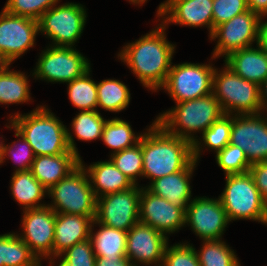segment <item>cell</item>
<instances>
[{
	"label": "cell",
	"mask_w": 267,
	"mask_h": 266,
	"mask_svg": "<svg viewBox=\"0 0 267 266\" xmlns=\"http://www.w3.org/2000/svg\"><path fill=\"white\" fill-rule=\"evenodd\" d=\"M226 177V187L219 196L230 221L249 219L267 225V203L261 197L249 172L229 174Z\"/></svg>",
	"instance_id": "cell-6"
},
{
	"label": "cell",
	"mask_w": 267,
	"mask_h": 266,
	"mask_svg": "<svg viewBox=\"0 0 267 266\" xmlns=\"http://www.w3.org/2000/svg\"><path fill=\"white\" fill-rule=\"evenodd\" d=\"M84 167L90 181L91 188L96 198L128 190L134 186L133 182L125 176L109 159L108 161L95 162L89 167Z\"/></svg>",
	"instance_id": "cell-23"
},
{
	"label": "cell",
	"mask_w": 267,
	"mask_h": 266,
	"mask_svg": "<svg viewBox=\"0 0 267 266\" xmlns=\"http://www.w3.org/2000/svg\"><path fill=\"white\" fill-rule=\"evenodd\" d=\"M60 0H7L4 10L9 14L39 20L41 16Z\"/></svg>",
	"instance_id": "cell-38"
},
{
	"label": "cell",
	"mask_w": 267,
	"mask_h": 266,
	"mask_svg": "<svg viewBox=\"0 0 267 266\" xmlns=\"http://www.w3.org/2000/svg\"><path fill=\"white\" fill-rule=\"evenodd\" d=\"M260 101L264 112V109H267V77L260 85Z\"/></svg>",
	"instance_id": "cell-46"
},
{
	"label": "cell",
	"mask_w": 267,
	"mask_h": 266,
	"mask_svg": "<svg viewBox=\"0 0 267 266\" xmlns=\"http://www.w3.org/2000/svg\"><path fill=\"white\" fill-rule=\"evenodd\" d=\"M262 18H260L259 22L258 43L256 45L267 51V22H263Z\"/></svg>",
	"instance_id": "cell-45"
},
{
	"label": "cell",
	"mask_w": 267,
	"mask_h": 266,
	"mask_svg": "<svg viewBox=\"0 0 267 266\" xmlns=\"http://www.w3.org/2000/svg\"><path fill=\"white\" fill-rule=\"evenodd\" d=\"M22 229L19 236L41 262V257L53 256L56 212L48 205L23 210Z\"/></svg>",
	"instance_id": "cell-14"
},
{
	"label": "cell",
	"mask_w": 267,
	"mask_h": 266,
	"mask_svg": "<svg viewBox=\"0 0 267 266\" xmlns=\"http://www.w3.org/2000/svg\"><path fill=\"white\" fill-rule=\"evenodd\" d=\"M72 266H95L96 256L90 239L76 243L60 255Z\"/></svg>",
	"instance_id": "cell-41"
},
{
	"label": "cell",
	"mask_w": 267,
	"mask_h": 266,
	"mask_svg": "<svg viewBox=\"0 0 267 266\" xmlns=\"http://www.w3.org/2000/svg\"><path fill=\"white\" fill-rule=\"evenodd\" d=\"M143 176L151 182L182 171L193 161V145L168 133L155 120L142 135Z\"/></svg>",
	"instance_id": "cell-2"
},
{
	"label": "cell",
	"mask_w": 267,
	"mask_h": 266,
	"mask_svg": "<svg viewBox=\"0 0 267 266\" xmlns=\"http://www.w3.org/2000/svg\"><path fill=\"white\" fill-rule=\"evenodd\" d=\"M231 145L239 146L250 164L267 160V117L259 114L232 115Z\"/></svg>",
	"instance_id": "cell-13"
},
{
	"label": "cell",
	"mask_w": 267,
	"mask_h": 266,
	"mask_svg": "<svg viewBox=\"0 0 267 266\" xmlns=\"http://www.w3.org/2000/svg\"><path fill=\"white\" fill-rule=\"evenodd\" d=\"M92 222L89 216L56 213L53 256L48 257L51 266L54 258H59L69 247L89 239Z\"/></svg>",
	"instance_id": "cell-20"
},
{
	"label": "cell",
	"mask_w": 267,
	"mask_h": 266,
	"mask_svg": "<svg viewBox=\"0 0 267 266\" xmlns=\"http://www.w3.org/2000/svg\"><path fill=\"white\" fill-rule=\"evenodd\" d=\"M260 18L248 10L217 26L210 36L211 40L218 38L211 58L227 57L233 51L252 47L255 41L258 43Z\"/></svg>",
	"instance_id": "cell-12"
},
{
	"label": "cell",
	"mask_w": 267,
	"mask_h": 266,
	"mask_svg": "<svg viewBox=\"0 0 267 266\" xmlns=\"http://www.w3.org/2000/svg\"><path fill=\"white\" fill-rule=\"evenodd\" d=\"M228 223L229 220L219 198L196 197L186 208L185 224L190 225L202 240L222 239Z\"/></svg>",
	"instance_id": "cell-16"
},
{
	"label": "cell",
	"mask_w": 267,
	"mask_h": 266,
	"mask_svg": "<svg viewBox=\"0 0 267 266\" xmlns=\"http://www.w3.org/2000/svg\"><path fill=\"white\" fill-rule=\"evenodd\" d=\"M231 128L232 117L224 114L202 133V141L205 146L217 153L230 143Z\"/></svg>",
	"instance_id": "cell-37"
},
{
	"label": "cell",
	"mask_w": 267,
	"mask_h": 266,
	"mask_svg": "<svg viewBox=\"0 0 267 266\" xmlns=\"http://www.w3.org/2000/svg\"><path fill=\"white\" fill-rule=\"evenodd\" d=\"M248 10L247 0H213V31Z\"/></svg>",
	"instance_id": "cell-40"
},
{
	"label": "cell",
	"mask_w": 267,
	"mask_h": 266,
	"mask_svg": "<svg viewBox=\"0 0 267 266\" xmlns=\"http://www.w3.org/2000/svg\"><path fill=\"white\" fill-rule=\"evenodd\" d=\"M194 160L182 171L172 173L153 180L146 188L155 195L165 198L170 203L183 207L185 210L192 200L190 178L196 167Z\"/></svg>",
	"instance_id": "cell-22"
},
{
	"label": "cell",
	"mask_w": 267,
	"mask_h": 266,
	"mask_svg": "<svg viewBox=\"0 0 267 266\" xmlns=\"http://www.w3.org/2000/svg\"><path fill=\"white\" fill-rule=\"evenodd\" d=\"M157 15L164 18V26L169 23L190 27L206 25L209 36L213 33V0H166L159 5Z\"/></svg>",
	"instance_id": "cell-19"
},
{
	"label": "cell",
	"mask_w": 267,
	"mask_h": 266,
	"mask_svg": "<svg viewBox=\"0 0 267 266\" xmlns=\"http://www.w3.org/2000/svg\"><path fill=\"white\" fill-rule=\"evenodd\" d=\"M261 197L267 203V160L251 164L248 170Z\"/></svg>",
	"instance_id": "cell-42"
},
{
	"label": "cell",
	"mask_w": 267,
	"mask_h": 266,
	"mask_svg": "<svg viewBox=\"0 0 267 266\" xmlns=\"http://www.w3.org/2000/svg\"><path fill=\"white\" fill-rule=\"evenodd\" d=\"M91 70L69 82L68 96L73 106L81 111L97 110V83L91 79Z\"/></svg>",
	"instance_id": "cell-31"
},
{
	"label": "cell",
	"mask_w": 267,
	"mask_h": 266,
	"mask_svg": "<svg viewBox=\"0 0 267 266\" xmlns=\"http://www.w3.org/2000/svg\"><path fill=\"white\" fill-rule=\"evenodd\" d=\"M48 195L53 200L48 206L56 213L89 216L95 219L97 198L81 164L50 188Z\"/></svg>",
	"instance_id": "cell-7"
},
{
	"label": "cell",
	"mask_w": 267,
	"mask_h": 266,
	"mask_svg": "<svg viewBox=\"0 0 267 266\" xmlns=\"http://www.w3.org/2000/svg\"><path fill=\"white\" fill-rule=\"evenodd\" d=\"M110 157L114 165L137 185V176L143 177L142 137L133 147L111 154Z\"/></svg>",
	"instance_id": "cell-33"
},
{
	"label": "cell",
	"mask_w": 267,
	"mask_h": 266,
	"mask_svg": "<svg viewBox=\"0 0 267 266\" xmlns=\"http://www.w3.org/2000/svg\"><path fill=\"white\" fill-rule=\"evenodd\" d=\"M94 224L100 227L96 233L92 230ZM89 239L96 257H126L127 231L108 227L93 220Z\"/></svg>",
	"instance_id": "cell-26"
},
{
	"label": "cell",
	"mask_w": 267,
	"mask_h": 266,
	"mask_svg": "<svg viewBox=\"0 0 267 266\" xmlns=\"http://www.w3.org/2000/svg\"><path fill=\"white\" fill-rule=\"evenodd\" d=\"M166 26L160 24L135 42L123 47L118 58L137 75L144 87L158 90L166 82L175 45L166 39Z\"/></svg>",
	"instance_id": "cell-1"
},
{
	"label": "cell",
	"mask_w": 267,
	"mask_h": 266,
	"mask_svg": "<svg viewBox=\"0 0 267 266\" xmlns=\"http://www.w3.org/2000/svg\"><path fill=\"white\" fill-rule=\"evenodd\" d=\"M10 61L0 52V73L10 66Z\"/></svg>",
	"instance_id": "cell-47"
},
{
	"label": "cell",
	"mask_w": 267,
	"mask_h": 266,
	"mask_svg": "<svg viewBox=\"0 0 267 266\" xmlns=\"http://www.w3.org/2000/svg\"><path fill=\"white\" fill-rule=\"evenodd\" d=\"M89 69V60L73 47L51 45L40 55L33 75L48 82L69 83Z\"/></svg>",
	"instance_id": "cell-10"
},
{
	"label": "cell",
	"mask_w": 267,
	"mask_h": 266,
	"mask_svg": "<svg viewBox=\"0 0 267 266\" xmlns=\"http://www.w3.org/2000/svg\"><path fill=\"white\" fill-rule=\"evenodd\" d=\"M106 121L98 110H82L73 119L71 126L78 140L91 141L101 139Z\"/></svg>",
	"instance_id": "cell-34"
},
{
	"label": "cell",
	"mask_w": 267,
	"mask_h": 266,
	"mask_svg": "<svg viewBox=\"0 0 267 266\" xmlns=\"http://www.w3.org/2000/svg\"><path fill=\"white\" fill-rule=\"evenodd\" d=\"M130 99L128 87L119 80L106 79L97 83V107L120 112L128 107Z\"/></svg>",
	"instance_id": "cell-29"
},
{
	"label": "cell",
	"mask_w": 267,
	"mask_h": 266,
	"mask_svg": "<svg viewBox=\"0 0 267 266\" xmlns=\"http://www.w3.org/2000/svg\"><path fill=\"white\" fill-rule=\"evenodd\" d=\"M58 266H72V265L62 257L61 262Z\"/></svg>",
	"instance_id": "cell-48"
},
{
	"label": "cell",
	"mask_w": 267,
	"mask_h": 266,
	"mask_svg": "<svg viewBox=\"0 0 267 266\" xmlns=\"http://www.w3.org/2000/svg\"><path fill=\"white\" fill-rule=\"evenodd\" d=\"M80 158L73 152L35 156L31 171L33 176L49 190L80 164Z\"/></svg>",
	"instance_id": "cell-21"
},
{
	"label": "cell",
	"mask_w": 267,
	"mask_h": 266,
	"mask_svg": "<svg viewBox=\"0 0 267 266\" xmlns=\"http://www.w3.org/2000/svg\"><path fill=\"white\" fill-rule=\"evenodd\" d=\"M10 117L12 126L31 145L35 156L73 152L80 157L70 131L48 108L38 106L26 115L15 113Z\"/></svg>",
	"instance_id": "cell-3"
},
{
	"label": "cell",
	"mask_w": 267,
	"mask_h": 266,
	"mask_svg": "<svg viewBox=\"0 0 267 266\" xmlns=\"http://www.w3.org/2000/svg\"><path fill=\"white\" fill-rule=\"evenodd\" d=\"M145 1H147V0H129V2H131L133 4H143V3H145Z\"/></svg>",
	"instance_id": "cell-49"
},
{
	"label": "cell",
	"mask_w": 267,
	"mask_h": 266,
	"mask_svg": "<svg viewBox=\"0 0 267 266\" xmlns=\"http://www.w3.org/2000/svg\"><path fill=\"white\" fill-rule=\"evenodd\" d=\"M166 245L163 266H200L195 248L186 243Z\"/></svg>",
	"instance_id": "cell-39"
},
{
	"label": "cell",
	"mask_w": 267,
	"mask_h": 266,
	"mask_svg": "<svg viewBox=\"0 0 267 266\" xmlns=\"http://www.w3.org/2000/svg\"><path fill=\"white\" fill-rule=\"evenodd\" d=\"M39 32L37 20L9 14H0V52L11 62L34 46Z\"/></svg>",
	"instance_id": "cell-15"
},
{
	"label": "cell",
	"mask_w": 267,
	"mask_h": 266,
	"mask_svg": "<svg viewBox=\"0 0 267 266\" xmlns=\"http://www.w3.org/2000/svg\"><path fill=\"white\" fill-rule=\"evenodd\" d=\"M225 113L213 94L176 103L169 111L160 114L155 121L168 133L192 143L193 158L197 162L202 147L194 136L195 132H204ZM201 148V149H200Z\"/></svg>",
	"instance_id": "cell-4"
},
{
	"label": "cell",
	"mask_w": 267,
	"mask_h": 266,
	"mask_svg": "<svg viewBox=\"0 0 267 266\" xmlns=\"http://www.w3.org/2000/svg\"><path fill=\"white\" fill-rule=\"evenodd\" d=\"M25 73L11 71L9 67L0 73V103L19 104L30 98L29 81Z\"/></svg>",
	"instance_id": "cell-28"
},
{
	"label": "cell",
	"mask_w": 267,
	"mask_h": 266,
	"mask_svg": "<svg viewBox=\"0 0 267 266\" xmlns=\"http://www.w3.org/2000/svg\"><path fill=\"white\" fill-rule=\"evenodd\" d=\"M86 16L85 8L79 3L54 5L38 20L39 32L53 40L52 46L73 47L81 37Z\"/></svg>",
	"instance_id": "cell-8"
},
{
	"label": "cell",
	"mask_w": 267,
	"mask_h": 266,
	"mask_svg": "<svg viewBox=\"0 0 267 266\" xmlns=\"http://www.w3.org/2000/svg\"><path fill=\"white\" fill-rule=\"evenodd\" d=\"M141 188H132L97 198L96 223L127 231L139 222Z\"/></svg>",
	"instance_id": "cell-11"
},
{
	"label": "cell",
	"mask_w": 267,
	"mask_h": 266,
	"mask_svg": "<svg viewBox=\"0 0 267 266\" xmlns=\"http://www.w3.org/2000/svg\"><path fill=\"white\" fill-rule=\"evenodd\" d=\"M3 142H0V159L2 157V153H3Z\"/></svg>",
	"instance_id": "cell-50"
},
{
	"label": "cell",
	"mask_w": 267,
	"mask_h": 266,
	"mask_svg": "<svg viewBox=\"0 0 267 266\" xmlns=\"http://www.w3.org/2000/svg\"><path fill=\"white\" fill-rule=\"evenodd\" d=\"M95 266H133V265L130 259L126 256L122 258L96 257Z\"/></svg>",
	"instance_id": "cell-43"
},
{
	"label": "cell",
	"mask_w": 267,
	"mask_h": 266,
	"mask_svg": "<svg viewBox=\"0 0 267 266\" xmlns=\"http://www.w3.org/2000/svg\"><path fill=\"white\" fill-rule=\"evenodd\" d=\"M215 158L225 175L247 173L251 167L244 151L239 146L228 144L216 153Z\"/></svg>",
	"instance_id": "cell-35"
},
{
	"label": "cell",
	"mask_w": 267,
	"mask_h": 266,
	"mask_svg": "<svg viewBox=\"0 0 267 266\" xmlns=\"http://www.w3.org/2000/svg\"><path fill=\"white\" fill-rule=\"evenodd\" d=\"M213 73L212 94L225 114L236 115L262 113L260 86L238 76L229 66ZM219 72V73H218Z\"/></svg>",
	"instance_id": "cell-5"
},
{
	"label": "cell",
	"mask_w": 267,
	"mask_h": 266,
	"mask_svg": "<svg viewBox=\"0 0 267 266\" xmlns=\"http://www.w3.org/2000/svg\"><path fill=\"white\" fill-rule=\"evenodd\" d=\"M186 210L165 198L141 188L139 222L147 224L165 236L178 231L185 225Z\"/></svg>",
	"instance_id": "cell-17"
},
{
	"label": "cell",
	"mask_w": 267,
	"mask_h": 266,
	"mask_svg": "<svg viewBox=\"0 0 267 266\" xmlns=\"http://www.w3.org/2000/svg\"><path fill=\"white\" fill-rule=\"evenodd\" d=\"M247 6L260 17L267 16V0H247Z\"/></svg>",
	"instance_id": "cell-44"
},
{
	"label": "cell",
	"mask_w": 267,
	"mask_h": 266,
	"mask_svg": "<svg viewBox=\"0 0 267 266\" xmlns=\"http://www.w3.org/2000/svg\"><path fill=\"white\" fill-rule=\"evenodd\" d=\"M10 126L7 128L15 130V136L21 137L17 142L13 141V145H3V153L0 159V164L4 162L6 156H9L13 162L18 163V168L15 171H28L31 170L32 164L35 158L31 145L26 141V139L20 134L13 126L12 119L10 118ZM21 142L19 145L18 142ZM14 147V148H13Z\"/></svg>",
	"instance_id": "cell-36"
},
{
	"label": "cell",
	"mask_w": 267,
	"mask_h": 266,
	"mask_svg": "<svg viewBox=\"0 0 267 266\" xmlns=\"http://www.w3.org/2000/svg\"><path fill=\"white\" fill-rule=\"evenodd\" d=\"M257 47L233 51L224 62L238 76L260 86L267 77V51L259 45Z\"/></svg>",
	"instance_id": "cell-24"
},
{
	"label": "cell",
	"mask_w": 267,
	"mask_h": 266,
	"mask_svg": "<svg viewBox=\"0 0 267 266\" xmlns=\"http://www.w3.org/2000/svg\"><path fill=\"white\" fill-rule=\"evenodd\" d=\"M10 183L13 199L23 205L24 210L47 206L39 202L48 194V190L33 176L31 170L15 171Z\"/></svg>",
	"instance_id": "cell-25"
},
{
	"label": "cell",
	"mask_w": 267,
	"mask_h": 266,
	"mask_svg": "<svg viewBox=\"0 0 267 266\" xmlns=\"http://www.w3.org/2000/svg\"><path fill=\"white\" fill-rule=\"evenodd\" d=\"M213 68L210 64L181 63L171 65L166 82L162 86L171 98L178 102L212 94Z\"/></svg>",
	"instance_id": "cell-9"
},
{
	"label": "cell",
	"mask_w": 267,
	"mask_h": 266,
	"mask_svg": "<svg viewBox=\"0 0 267 266\" xmlns=\"http://www.w3.org/2000/svg\"><path fill=\"white\" fill-rule=\"evenodd\" d=\"M167 244L168 237L163 233L147 224L137 222L127 232L126 256L133 266H138V263L160 265L163 263Z\"/></svg>",
	"instance_id": "cell-18"
},
{
	"label": "cell",
	"mask_w": 267,
	"mask_h": 266,
	"mask_svg": "<svg viewBox=\"0 0 267 266\" xmlns=\"http://www.w3.org/2000/svg\"><path fill=\"white\" fill-rule=\"evenodd\" d=\"M142 135V133L135 135L130 124L125 120L113 118L106 121L101 140L114 150L111 153L114 154L139 143Z\"/></svg>",
	"instance_id": "cell-30"
},
{
	"label": "cell",
	"mask_w": 267,
	"mask_h": 266,
	"mask_svg": "<svg viewBox=\"0 0 267 266\" xmlns=\"http://www.w3.org/2000/svg\"><path fill=\"white\" fill-rule=\"evenodd\" d=\"M0 266H41L28 245L16 233L0 235Z\"/></svg>",
	"instance_id": "cell-27"
},
{
	"label": "cell",
	"mask_w": 267,
	"mask_h": 266,
	"mask_svg": "<svg viewBox=\"0 0 267 266\" xmlns=\"http://www.w3.org/2000/svg\"><path fill=\"white\" fill-rule=\"evenodd\" d=\"M196 253L200 266H241L235 252L220 239L203 240L201 250Z\"/></svg>",
	"instance_id": "cell-32"
}]
</instances>
